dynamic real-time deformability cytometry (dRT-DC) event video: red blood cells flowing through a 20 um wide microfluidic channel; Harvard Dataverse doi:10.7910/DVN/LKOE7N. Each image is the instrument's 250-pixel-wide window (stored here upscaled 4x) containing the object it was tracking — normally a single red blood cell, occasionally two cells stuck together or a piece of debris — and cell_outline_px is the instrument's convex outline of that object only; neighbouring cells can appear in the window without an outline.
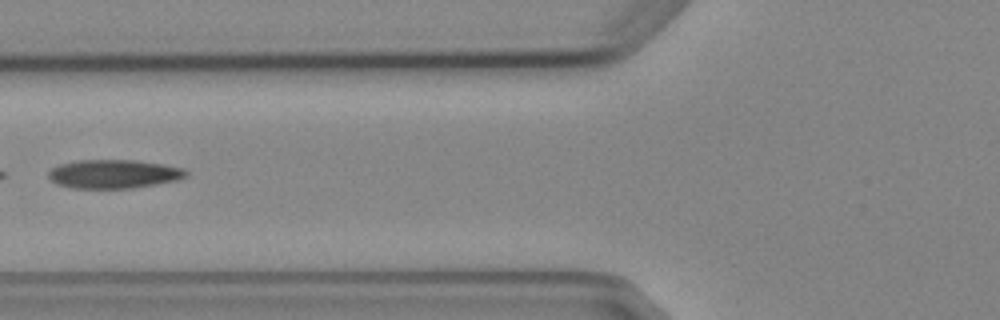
{"species": "Egyptian fruit bat (a non-hibernating species)", "species_latin": "Rousettus aegyptiacus", "temperature_condition": "cold", "stored_images_in_passage": 6, "camera_frame_rate_fps": 3000, "um_per_image_px": 0.085, "animal": {"sex": "female"}, "frame": {"image": 1, "passage_image": 6, "time_ms": 5.667, "image_size_px": [1000, 320], "cell_outline_px": [[188, 176], [180, 180], [132, 188], [72, 188], [56, 184], [48, 176], [48, 172], [52, 168], [60, 164], [80, 160], [136, 160], [164, 164], [184, 168], [188, 172]], "centroid_in_image_um": [9.71, 14.79], "position_along_channel_um": 116.1, "area_um2": 23.18}}